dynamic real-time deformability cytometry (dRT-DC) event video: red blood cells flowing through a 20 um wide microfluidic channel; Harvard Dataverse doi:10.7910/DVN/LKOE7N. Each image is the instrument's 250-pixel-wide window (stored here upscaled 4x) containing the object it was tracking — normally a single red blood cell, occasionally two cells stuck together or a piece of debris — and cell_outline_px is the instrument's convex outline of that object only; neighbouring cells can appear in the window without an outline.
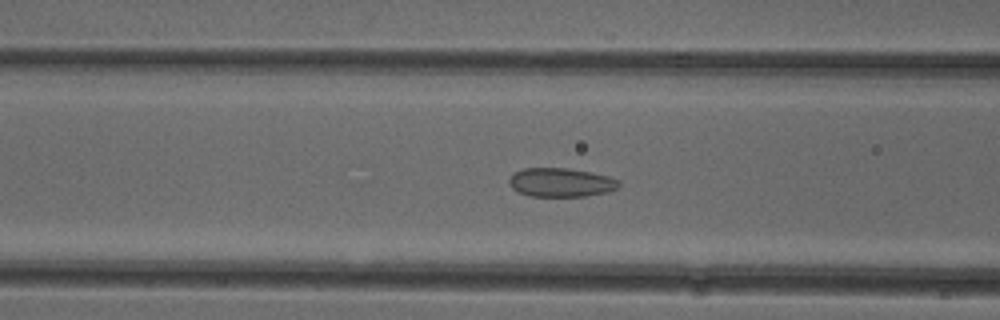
{"species": "common noctule bat (a hibernating species)", "species_latin": "Nyctalus noctula", "temperature_condition": "cold", "stored_images_in_passage": 39, "camera_frame_rate_fps": 3000, "um_per_image_px": 0.085, "animal": {"sex": "female"}, "frame": {"image": 1, "passage_image": 8, "time_ms": 2.333, "image_size_px": [1000, 320], "cell_outline_px": [[620, 184], [616, 188], [608, 192], [584, 196], [528, 196], [512, 188], [508, 184], [508, 180], [516, 172], [524, 168], [568, 168], [592, 172], [608, 176], [620, 180]], "centroid_in_image_um": [47.69, 15.5], "position_along_channel_um": 118.9, "area_um2": 18.44}}
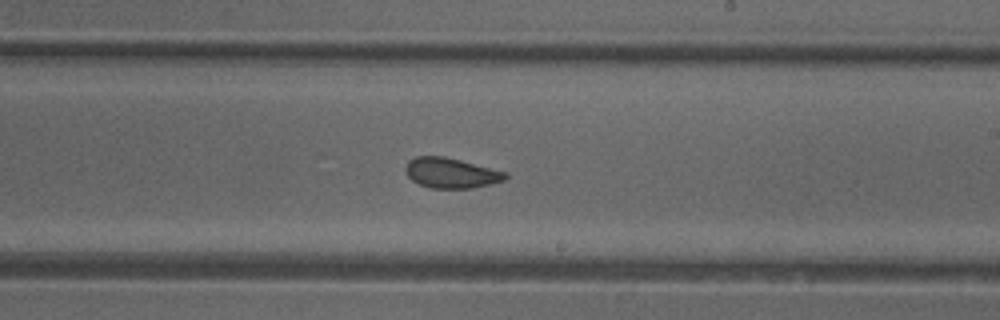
{"frame": {"image": 2, "passage_image": 18, "time_ms": 5.667, "image_size_px": [1000, 320], "cell_outline_px": [[508, 176], [504, 180], [472, 188], [432, 188], [420, 184], [412, 180], [404, 172], [404, 168], [408, 160], [416, 156], [444, 156], [508, 172]], "centroid_in_image_um": [38.31, 14.69], "position_along_channel_um": 250.7, "area_um2": 17.57}}
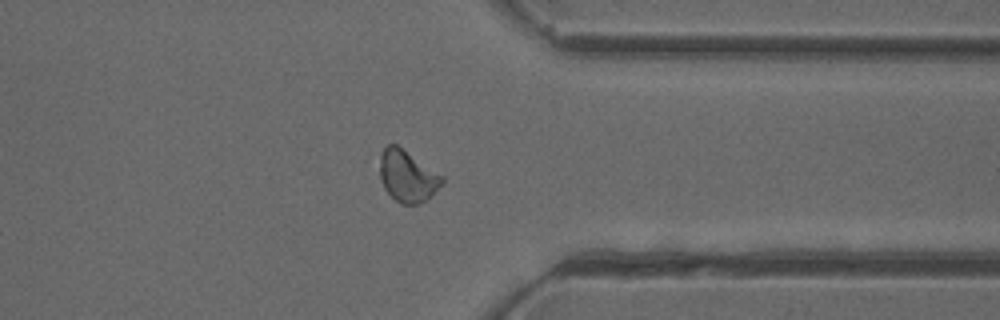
{"frame": {"image": 3, "passage_image": 28, "time_ms": 9.0, "image_size_px": [1000, 320], "cell_outline_px": [[444, 184], [432, 196], [416, 204], [400, 204], [384, 188], [380, 180], [380, 152], [388, 144], [396, 144], [444, 176]], "centroid_in_image_um": [34.64, 14.97], "position_along_channel_um": 376.8, "area_um2": 18.79}, "authors_computed_cell_mechanics": {"area_um2": 18.207, "velocity_mm_per_s": 3.9584, "shape_relaxation_time_tau1_ms": null, "shape_relaxation_time_tau2_ms": 1.3196, "deformation_change_tau1": null, "deformation_change_tau2": 0.0636}}